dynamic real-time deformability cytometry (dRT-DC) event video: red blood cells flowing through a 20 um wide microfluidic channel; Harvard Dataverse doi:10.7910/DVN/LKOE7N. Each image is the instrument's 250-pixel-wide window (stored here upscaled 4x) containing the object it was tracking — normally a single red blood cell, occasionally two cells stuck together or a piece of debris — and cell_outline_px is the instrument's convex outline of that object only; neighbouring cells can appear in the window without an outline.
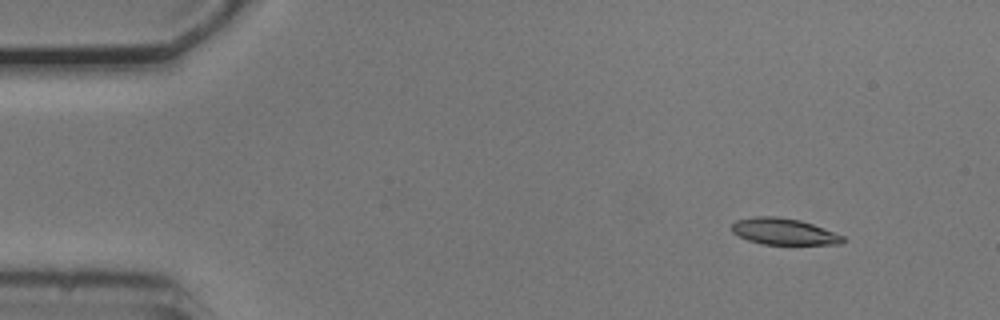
{"species": "common noctule bat (a hibernating species)", "species_latin": "Nyctalus noctula", "temperature_condition": "cold", "stored_images_in_passage": 17, "camera_frame_rate_fps": 3000, "um_per_image_px": 0.085, "animal": {"sex": "male", "body_mass_g": 20.5, "forearm_length_mm": 52.5}, "frame": {"image": 1, "passage_image": 5, "time_ms": 1.333, "image_size_px": [1000, 320], "cell_outline_px": [[844, 240], [840, 244], [764, 244], [748, 240], [732, 232], [732, 224], [736, 220], [752, 216], [776, 216], [800, 220], [824, 228], [844, 236]], "centroid_in_image_um": [66.6, 19.67], "position_along_channel_um": 18.4, "area_um2": 16.99}}
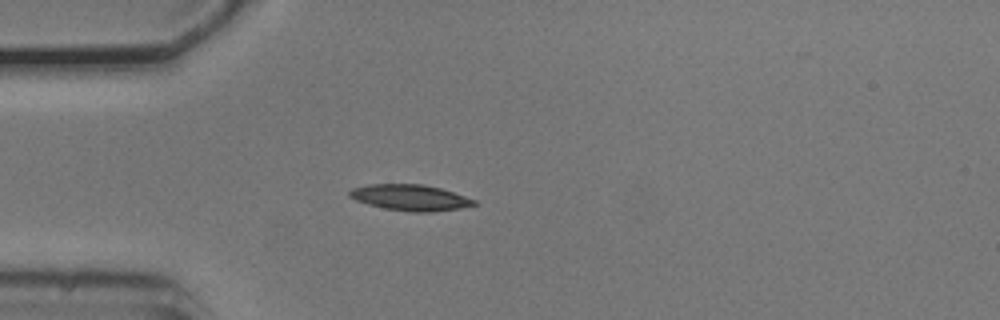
{"frame": {"image": 2, "passage_image": 14, "time_ms": 4.333, "image_size_px": [1000, 320], "cell_outline_px": [[476, 204], [460, 208], [432, 212], [412, 212], [384, 208], [368, 204], [356, 200], [348, 196], [348, 192], [352, 188], [368, 184], [424, 184], [440, 188], [476, 200]], "centroid_in_image_um": [34.84, 16.79], "position_along_channel_um": 50.2, "area_um2": 18.79}}